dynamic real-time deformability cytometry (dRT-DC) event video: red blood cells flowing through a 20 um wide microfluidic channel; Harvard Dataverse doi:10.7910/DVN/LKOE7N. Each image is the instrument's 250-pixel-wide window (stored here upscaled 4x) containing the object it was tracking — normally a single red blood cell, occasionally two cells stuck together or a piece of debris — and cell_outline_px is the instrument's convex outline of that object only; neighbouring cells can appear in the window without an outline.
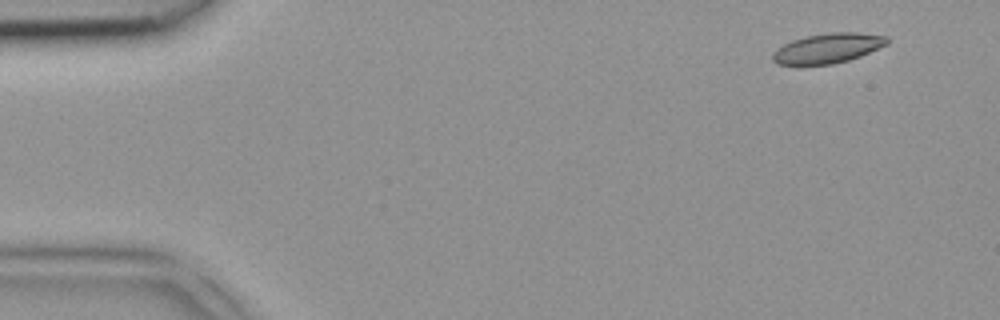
{"species": "common noctule bat (a hibernating species)", "species_latin": "Nyctalus noctula", "temperature_condition": "room temperature", "stored_images_in_passage": 4, "segment_of_instrument_passage": [2, 2], "camera_frame_rate_fps": 3000, "um_per_image_px": 0.085, "animal": {"sex": "female", "body_mass_g": 18.4}, "frame": {"image": 1, "passage_image": 4, "time_ms": 1.0, "image_size_px": [1000, 320], "cell_outline_px": [[888, 44], [860, 56], [848, 60], [832, 64], [776, 64], [772, 60], [772, 52], [776, 48], [792, 40], [804, 36], [832, 32], [856, 32], [888, 36]], "centroid_in_image_um": [70.35, 4.09], "position_along_channel_um": 14.6, "area_um2": 19.88}}